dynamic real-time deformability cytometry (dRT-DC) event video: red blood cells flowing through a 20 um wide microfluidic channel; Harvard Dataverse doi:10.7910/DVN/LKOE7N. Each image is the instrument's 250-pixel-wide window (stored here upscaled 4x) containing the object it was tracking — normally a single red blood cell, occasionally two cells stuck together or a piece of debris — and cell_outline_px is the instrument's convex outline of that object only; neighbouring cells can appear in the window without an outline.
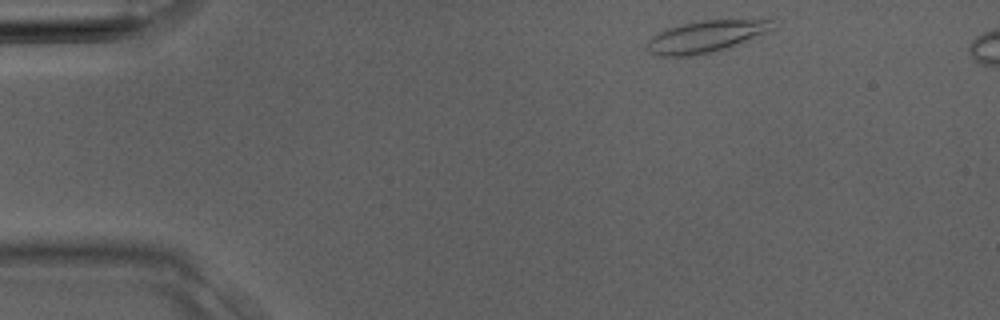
{"species": "Egyptian fruit bat (a non-hibernating species)", "species_latin": "Rousettus aegyptiacus", "temperature_condition": "room temperature", "stored_images_in_passage": 3, "camera_frame_rate_fps": 3000, "um_per_image_px": 0.085, "animal": {"sex": "male"}, "frame": {"image": 1, "passage_image": 1, "time_ms": 0.0, "image_size_px": [1000, 320], "cell_outline_px": [[776, 28], [724, 48], [708, 52], [688, 56], [660, 56], [648, 52], [648, 40], [652, 36], [664, 28], [704, 20], [772, 20]], "centroid_in_image_um": [59.93, 3.09], "position_along_channel_um": 25.1, "area_um2": 22.54}}